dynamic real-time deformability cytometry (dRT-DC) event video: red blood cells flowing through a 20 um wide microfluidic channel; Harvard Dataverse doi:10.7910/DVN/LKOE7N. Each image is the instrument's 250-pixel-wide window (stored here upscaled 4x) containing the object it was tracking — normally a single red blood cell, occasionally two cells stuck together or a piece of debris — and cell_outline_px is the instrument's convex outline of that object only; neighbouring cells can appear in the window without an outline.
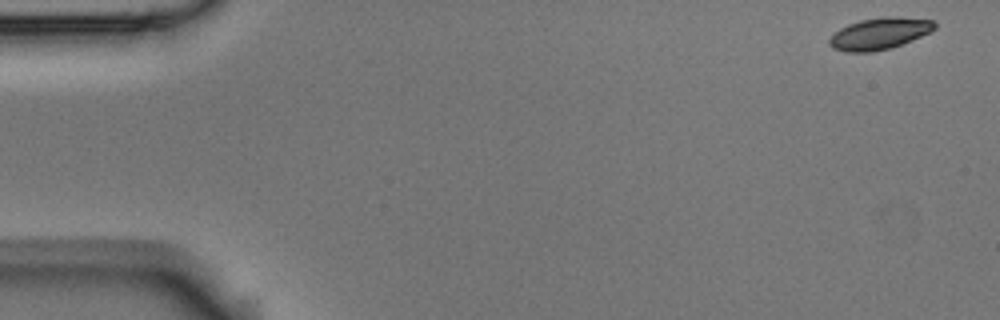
{"species": "Egyptian fruit bat (a non-hibernating species)", "species_latin": "Rousettus aegyptiacus", "temperature_condition": "room temperature", "stored_images_in_passage": 54, "camera_frame_rate_fps": 3000, "um_per_image_px": 0.085, "animal": {"sex": "male"}, "frame": {"image": 1, "passage_image": 1, "time_ms": 0.0, "image_size_px": [1000, 320], "cell_outline_px": [[936, 28], [932, 32], [892, 48], [872, 52], [844, 52], [832, 48], [828, 44], [828, 40], [840, 28], [848, 24], [860, 20], [888, 16], [896, 16], [932, 20], [936, 24]], "centroid_in_image_um": [74.77, 2.86], "position_along_channel_um": 10.2, "area_um2": 19.59}}
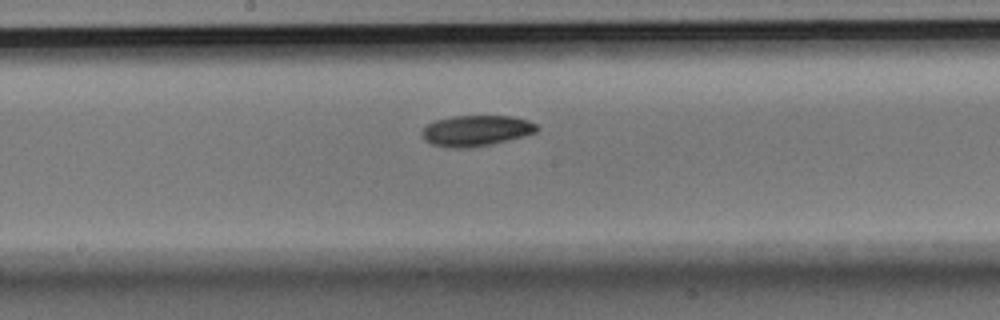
{"frame": {"image": 2, "passage_image": 28, "time_ms": 9.0, "image_size_px": [1000, 320], "cell_outline_px": [[540, 128], [536, 132], [524, 136], [472, 148], [448, 148], [432, 144], [424, 140], [420, 132], [428, 124], [436, 120], [452, 116], [512, 116], [528, 120], [536, 124]], "centroid_in_image_um": [40.46, 11.11], "position_along_channel_um": 207.7, "area_um2": 20.69}}
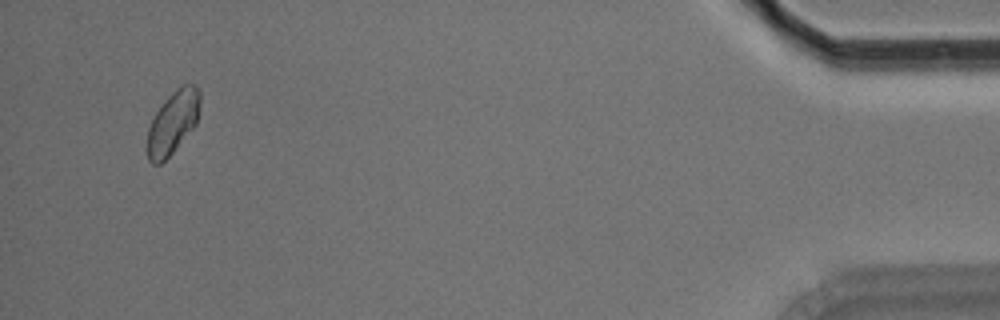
{"frame": {"image": 3, "passage_image": 52, "time_ms": 17.0, "image_size_px": [1000, 320], "cell_outline_px": [[200, 100], [196, 124], [172, 152], [160, 164], [152, 164], [148, 160], [148, 128], [156, 112], [168, 96], [176, 88], [184, 84], [196, 84], [200, 88]], "centroid_in_image_um": [14.71, 10.37], "position_along_channel_um": 420.5, "area_um2": 19.02}, "authors_computed_cell_mechanics": {"area_um2": 19.6809, "velocity_mm_per_s": 3.62, "shape_relaxation_time_tau1_ms": 3.1437, "shape_relaxation_time_tau2_ms": null, "deformation_change_tau1": 0.0823, "deformation_change_tau2": null}}